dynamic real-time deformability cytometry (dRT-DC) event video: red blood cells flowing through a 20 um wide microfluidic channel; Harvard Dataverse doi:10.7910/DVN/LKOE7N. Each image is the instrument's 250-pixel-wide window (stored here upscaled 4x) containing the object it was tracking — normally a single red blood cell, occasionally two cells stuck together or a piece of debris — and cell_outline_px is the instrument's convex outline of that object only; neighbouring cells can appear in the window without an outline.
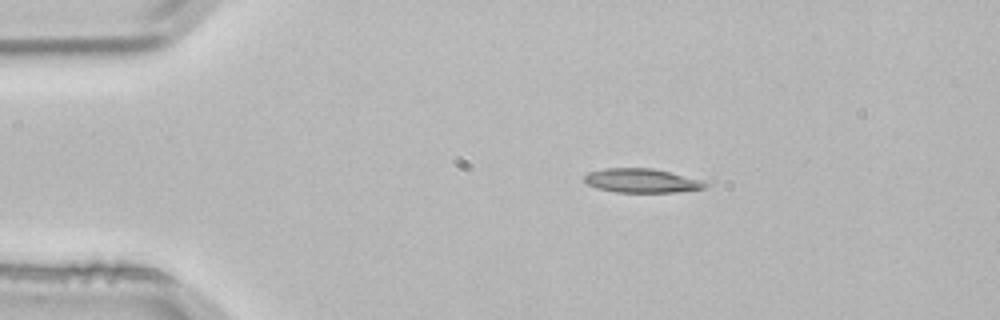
{"species": "common noctule bat (a hibernating species)", "species_latin": "Nyctalus noctula", "temperature_condition": "room temperature", "stored_images_in_passage": 2, "camera_frame_rate_fps": 3000, "um_per_image_px": 0.085, "animal": {"sex": "male", "body_mass_g": 21.5, "forearm_length_mm": 52.0}, "frame": {"image": 1, "passage_image": 1, "time_ms": 0.0, "image_size_px": [1000, 320], "cell_outline_px": [[712, 184], [708, 188], [676, 192], [616, 192], [596, 188], [588, 184], [584, 180], [584, 176], [588, 172], [604, 168], [652, 168], [704, 180]], "centroid_in_image_um": [54.61, 15.36], "position_along_channel_um": 30.4, "area_um2": 17.17}}